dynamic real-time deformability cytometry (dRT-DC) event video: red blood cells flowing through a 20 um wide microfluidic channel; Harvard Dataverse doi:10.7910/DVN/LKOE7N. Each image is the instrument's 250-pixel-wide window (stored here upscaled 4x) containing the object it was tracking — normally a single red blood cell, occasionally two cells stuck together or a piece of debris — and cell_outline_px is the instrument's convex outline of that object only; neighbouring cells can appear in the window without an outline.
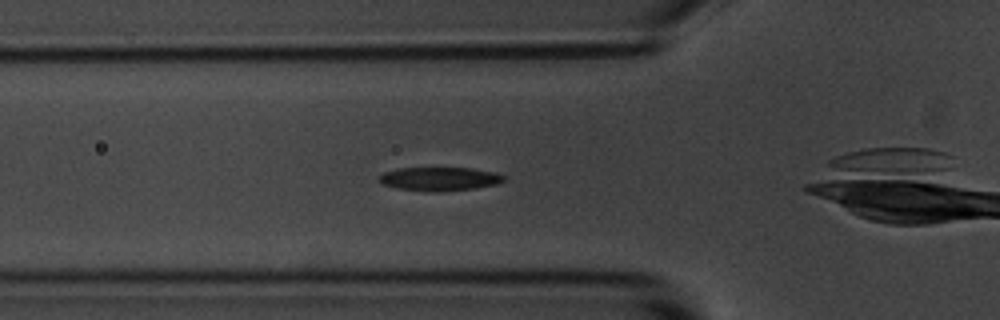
{"species": "common noctule bat (a hibernating species)", "species_latin": "Nyctalus noctula", "temperature_condition": "room temperature", "stored_images_in_passage": 35, "camera_frame_rate_fps": 3000, "um_per_image_px": 0.085, "animal": {"sex": "male", "body_mass_g": 20.1, "forearm_length_mm": 53.5}, "frame": {"image": 1, "passage_image": 6, "time_ms": 1.667, "image_size_px": [1000, 320], "cell_outline_px": [[504, 180], [496, 184], [476, 188], [444, 192], [428, 192], [396, 188], [380, 184], [376, 180], [384, 172], [400, 168], [472, 168], [496, 172], [504, 176]], "centroid_in_image_um": [37.33, 15.22], "position_along_channel_um": 88.5, "area_um2": 17.46}}
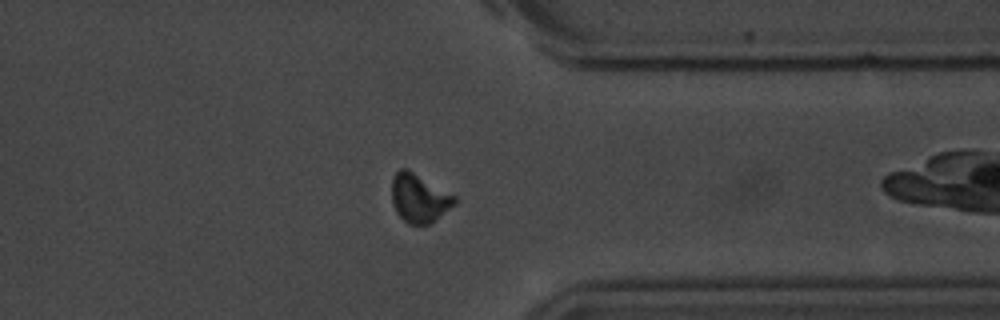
{"frame": {"image": 2, "passage_image": 30, "time_ms": 9.667, "image_size_px": [1000, 320], "cell_outline_px": [[456, 204], [432, 224], [408, 224], [396, 212], [392, 204], [392, 176], [400, 168], [404, 168], [412, 172], [456, 196]], "centroid_in_image_um": [35.63, 16.87], "position_along_channel_um": 375.8, "area_um2": 17.74}}